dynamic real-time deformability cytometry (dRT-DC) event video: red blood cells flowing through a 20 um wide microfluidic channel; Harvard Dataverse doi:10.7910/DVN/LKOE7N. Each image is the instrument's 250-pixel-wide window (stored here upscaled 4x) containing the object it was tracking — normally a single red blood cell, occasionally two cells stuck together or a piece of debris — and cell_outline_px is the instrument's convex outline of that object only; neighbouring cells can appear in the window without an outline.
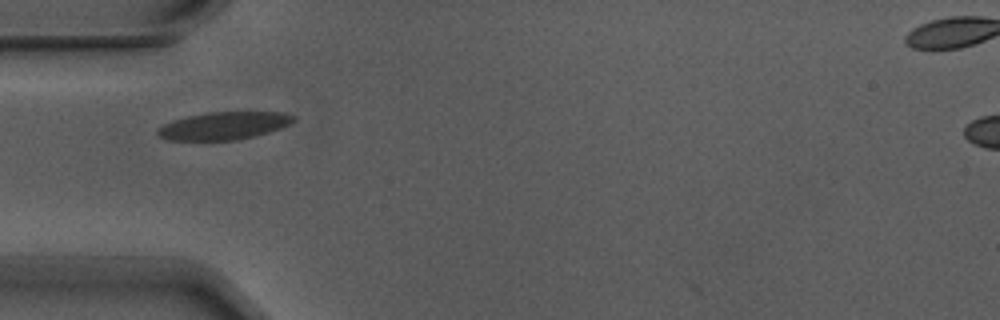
{"species": "Egyptian fruit bat (a non-hibernating species)", "species_latin": "Rousettus aegyptiacus", "temperature_condition": "warm", "stored_images_in_passage": 3, "camera_frame_rate_fps": 3000, "um_per_image_px": 0.085, "animal": {"sex": "male"}, "frame": {"image": 1, "passage_image": 1, "time_ms": 0.0, "image_size_px": [1000, 320], "cell_outline_px": [[296, 120], [280, 128], [268, 132], [236, 140], [168, 140], [160, 136], [156, 132], [156, 128], [172, 120], [188, 116], [208, 112], [284, 112], [296, 116]], "centroid_in_image_um": [19.01, 10.68], "position_along_channel_um": 66.0, "area_um2": 21.85}}
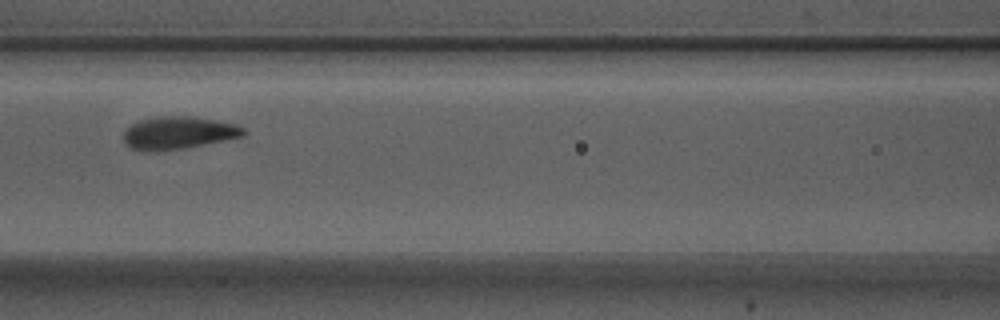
{"frame": {"image": 2, "passage_image": 3, "time_ms": 0.667, "image_size_px": [1000, 320], "cell_outline_px": [[248, 132], [244, 136], [188, 148], [160, 152], [144, 152], [132, 148], [124, 144], [124, 128], [140, 120], [160, 116], [188, 116], [216, 120], [236, 124], [244, 128]], "centroid_in_image_um": [15.15, 11.31], "position_along_channel_um": 151.4, "area_um2": 23.29}}